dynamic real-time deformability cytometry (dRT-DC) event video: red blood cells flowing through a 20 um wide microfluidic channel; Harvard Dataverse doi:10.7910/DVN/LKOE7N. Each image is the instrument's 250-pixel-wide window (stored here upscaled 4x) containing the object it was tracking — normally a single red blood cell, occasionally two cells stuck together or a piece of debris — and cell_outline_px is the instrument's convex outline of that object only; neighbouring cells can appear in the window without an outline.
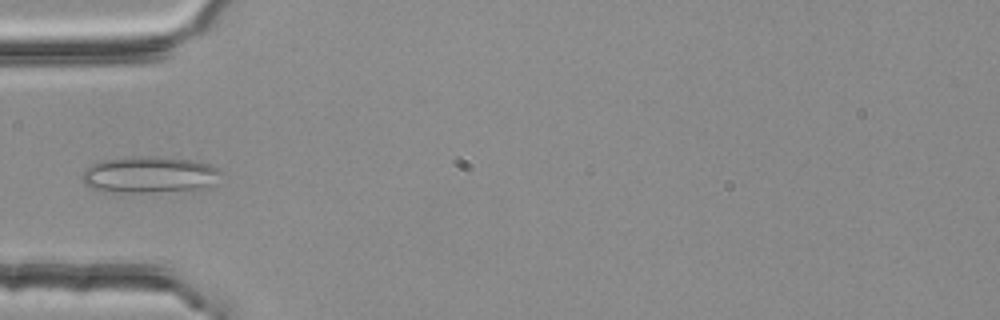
{"species": "common noctule bat (a hibernating species)", "species_latin": "Nyctalus noctula", "temperature_condition": "room temperature", "stored_images_in_passage": 4, "camera_frame_rate_fps": 3000, "um_per_image_px": 0.085, "animal": {"sex": "female", "body_mass_g": 25.1}, "frame": {"image": 1, "passage_image": 4, "time_ms": 1.0, "image_size_px": [1000, 320], "cell_outline_px": [[220, 172], [212, 188], [200, 192], [100, 192], [84, 184], [80, 176], [92, 164], [104, 160], [128, 156], [168, 156], [192, 160], [208, 164], [220, 168]], "centroid_in_image_um": [12.78, 14.88], "position_along_channel_um": 72.2, "area_um2": 30.75}}